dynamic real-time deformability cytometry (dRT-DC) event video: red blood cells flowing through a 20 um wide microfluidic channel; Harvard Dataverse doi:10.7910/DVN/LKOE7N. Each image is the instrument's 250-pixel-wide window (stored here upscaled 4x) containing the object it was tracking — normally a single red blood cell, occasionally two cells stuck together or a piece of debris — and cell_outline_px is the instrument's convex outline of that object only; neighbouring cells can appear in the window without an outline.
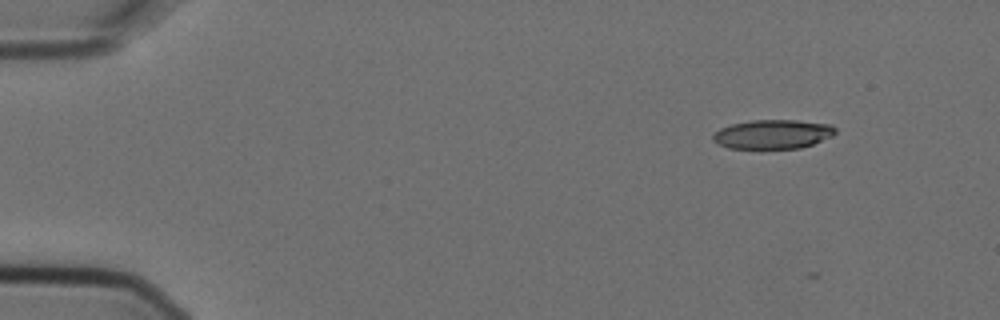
{"species": "Egyptian fruit bat (a non-hibernating species)", "species_latin": "Rousettus aegyptiacus", "temperature_condition": "cold", "stored_images_in_passage": 4, "camera_frame_rate_fps": 3000, "um_per_image_px": 0.085, "animal": {"sex": "female"}, "frame": {"image": 1, "passage_image": 2, "time_ms": 0.333, "image_size_px": [1000, 320], "cell_outline_px": [[836, 132], [832, 136], [812, 144], [800, 148], [728, 148], [712, 140], [712, 136], [720, 128], [732, 124], [752, 120], [796, 120], [832, 124], [836, 128]], "centroid_in_image_um": [65.71, 11.4], "position_along_channel_um": 19.3, "area_um2": 20.69}}